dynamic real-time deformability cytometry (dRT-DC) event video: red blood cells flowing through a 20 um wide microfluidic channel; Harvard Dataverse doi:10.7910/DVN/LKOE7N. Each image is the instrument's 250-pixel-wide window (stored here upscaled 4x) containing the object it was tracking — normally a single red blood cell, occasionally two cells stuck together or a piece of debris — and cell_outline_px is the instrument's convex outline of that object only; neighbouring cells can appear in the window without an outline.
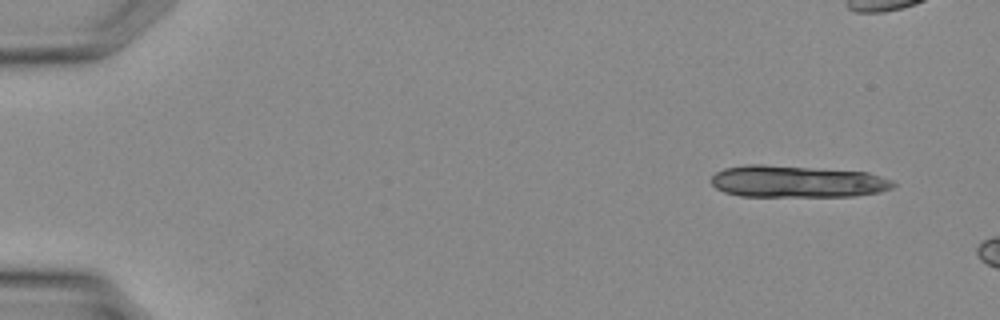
{"species": "Egyptian fruit bat (a non-hibernating species)", "species_latin": "Rousettus aegyptiacus", "temperature_condition": "warm", "stored_images_in_passage": 5, "camera_frame_rate_fps": 3000, "um_per_image_px": 0.085, "animal": {"sex": "female"}, "frame": {"image": 1, "passage_image": 1, "time_ms": 0.0, "image_size_px": [1000, 320], "cell_outline_px": [[896, 184], [892, 188], [880, 192], [852, 196], [740, 196], [724, 192], [716, 188], [712, 184], [712, 176], [716, 172], [724, 168], [744, 164], [764, 164], [868, 172], [892, 180]], "centroid_in_image_um": [67.73, 15.42], "position_along_channel_um": 17.3, "area_um2": 33.93}}